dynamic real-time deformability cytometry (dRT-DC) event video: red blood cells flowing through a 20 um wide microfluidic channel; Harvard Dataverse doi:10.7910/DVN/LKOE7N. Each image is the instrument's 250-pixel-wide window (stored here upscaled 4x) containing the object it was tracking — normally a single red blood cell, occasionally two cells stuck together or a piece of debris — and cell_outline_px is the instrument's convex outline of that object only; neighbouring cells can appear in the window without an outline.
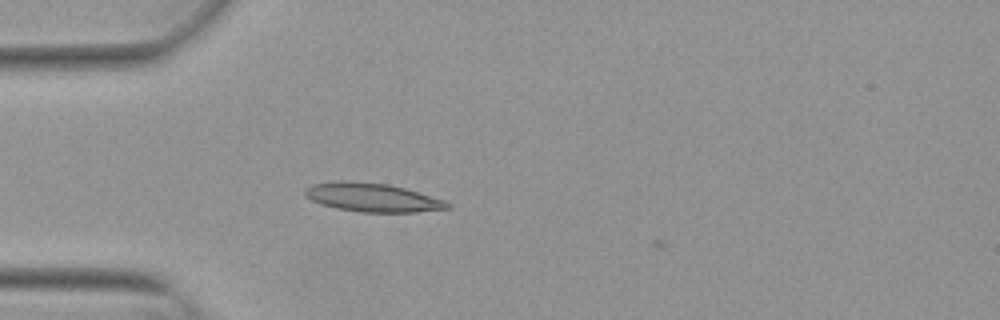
{"species": "Egyptian fruit bat (a non-hibernating species)", "species_latin": "Rousettus aegyptiacus", "temperature_condition": "warm", "stored_images_in_passage": 3, "camera_frame_rate_fps": 3000, "um_per_image_px": 0.085, "animal": {"sex": "female"}, "frame": {"image": 1, "passage_image": 2, "time_ms": 0.333, "image_size_px": [1000, 320], "cell_outline_px": [[452, 208], [416, 212], [364, 212], [336, 208], [320, 204], [312, 200], [304, 192], [304, 188], [312, 184], [340, 180], [344, 180], [388, 184], [404, 188], [444, 200], [452, 204]], "centroid_in_image_um": [31.66, 16.78], "position_along_channel_um": 53.3, "area_um2": 23.7}}